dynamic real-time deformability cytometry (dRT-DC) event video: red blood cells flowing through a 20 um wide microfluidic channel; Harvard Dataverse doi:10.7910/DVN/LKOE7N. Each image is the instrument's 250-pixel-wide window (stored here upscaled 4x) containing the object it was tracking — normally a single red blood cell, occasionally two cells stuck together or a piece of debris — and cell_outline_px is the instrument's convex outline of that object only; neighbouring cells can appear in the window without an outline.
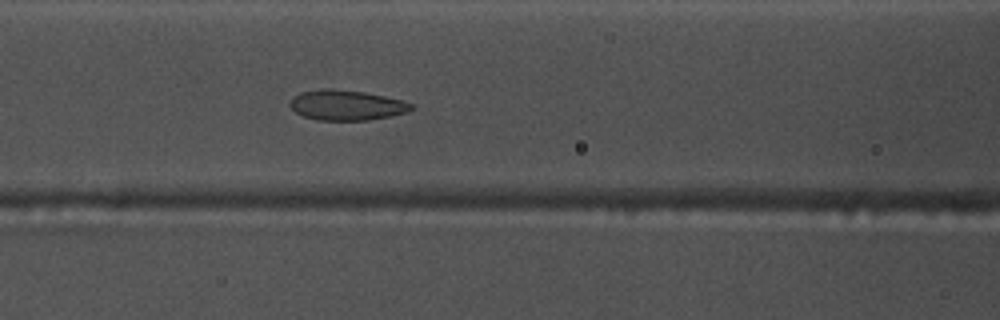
{"species": "common noctule bat (a hibernating species)", "species_latin": "Nyctalus noctula", "temperature_condition": "warm", "stored_images_in_passage": 48, "camera_frame_rate_fps": 3000, "um_per_image_px": 0.085, "animal": {"sex": "male", "body_mass_g": 17.5, "forearm_length_mm": 52.3}, "frame": {"image": 1, "passage_image": 16, "time_ms": 5.0, "image_size_px": [1000, 320], "cell_outline_px": [[416, 108], [408, 112], [368, 120], [316, 120], [304, 116], [296, 112], [288, 104], [300, 92], [324, 88], [332, 88], [364, 92], [404, 100], [412, 104]], "centroid_in_image_um": [29.48, 8.93], "position_along_channel_um": 137.1, "area_um2": 21.33}}
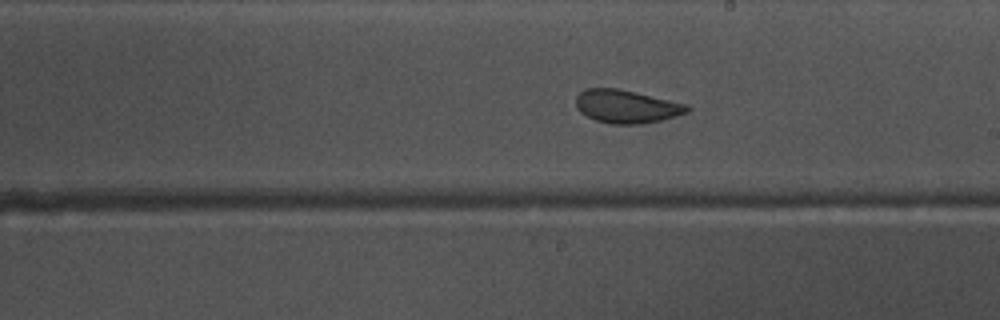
{"frame": {"image": 2, "passage_image": 24, "time_ms": 7.667, "image_size_px": [1000, 320], "cell_outline_px": [[692, 108], [688, 112], [660, 120], [640, 124], [612, 124], [596, 120], [580, 112], [576, 108], [576, 96], [580, 92], [588, 88], [616, 88], [688, 104]], "centroid_in_image_um": [53.25, 9.05], "position_along_channel_um": 235.8, "area_um2": 21.33}}
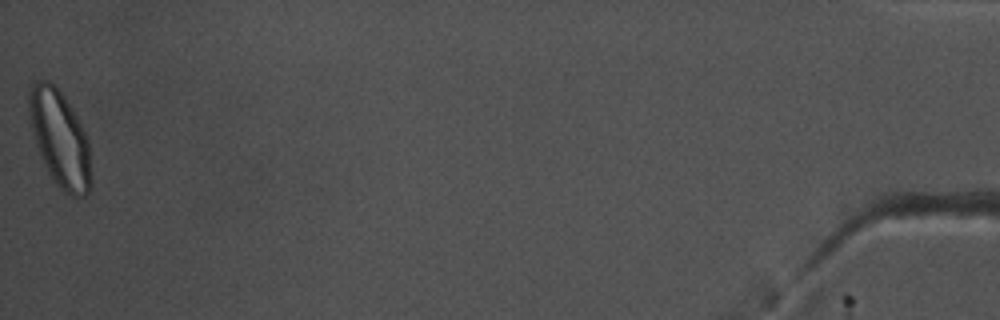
{"frame": {"image": 3, "passage_image": 48, "time_ms": 15.667, "image_size_px": [1000, 320], "cell_outline_px": [[92, 188], [84, 196], [72, 196], [64, 192], [56, 184], [44, 164], [40, 156], [36, 144], [28, 112], [28, 88], [32, 84], [40, 80], [48, 80], [64, 96], [72, 108], [88, 140], [92, 172]], "centroid_in_image_um": [5.1, 11.81], "position_along_channel_um": 430.1, "area_um2": 34.85}, "authors_computed_cell_mechanics": {"area_um2": 23.3512, "velocity_mm_per_s": 3.7193, "shape_relaxation_time_tau1_ms": 5.988, "shape_relaxation_time_tau2_ms": 1.1588, "deformation_change_tau1": 0.1418, "deformation_change_tau2": 0.0649}}